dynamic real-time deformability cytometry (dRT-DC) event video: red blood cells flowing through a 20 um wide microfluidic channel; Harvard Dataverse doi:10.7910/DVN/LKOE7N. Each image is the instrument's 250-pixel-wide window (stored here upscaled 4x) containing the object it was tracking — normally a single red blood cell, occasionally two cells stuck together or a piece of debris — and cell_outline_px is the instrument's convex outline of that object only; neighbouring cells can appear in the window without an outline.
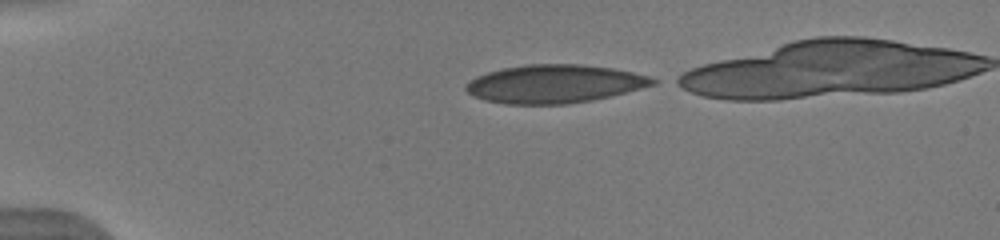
{"species": "human", "species_latin": "Homo sapiens", "temperature_condition": "warm", "stored_images_in_passage": 37, "camera_frame_rate_fps": 3000, "um_per_image_px": 0.085, "donor": {"sex": "male"}, "frame": {"image": 1, "passage_image": 1, "time_ms": 0.0, "image_size_px": [1000, 240], "cell_outline_px": [[660, 80], [656, 84], [592, 100], [568, 104], [504, 104], [484, 100], [472, 96], [464, 88], [464, 84], [468, 80], [476, 76], [488, 72], [504, 68], [528, 64], [580, 64], [612, 68], [632, 72], [648, 76]], "centroid_in_image_um": [47.08, 7.13], "position_along_channel_um": 37.9, "area_um2": 41.67}}